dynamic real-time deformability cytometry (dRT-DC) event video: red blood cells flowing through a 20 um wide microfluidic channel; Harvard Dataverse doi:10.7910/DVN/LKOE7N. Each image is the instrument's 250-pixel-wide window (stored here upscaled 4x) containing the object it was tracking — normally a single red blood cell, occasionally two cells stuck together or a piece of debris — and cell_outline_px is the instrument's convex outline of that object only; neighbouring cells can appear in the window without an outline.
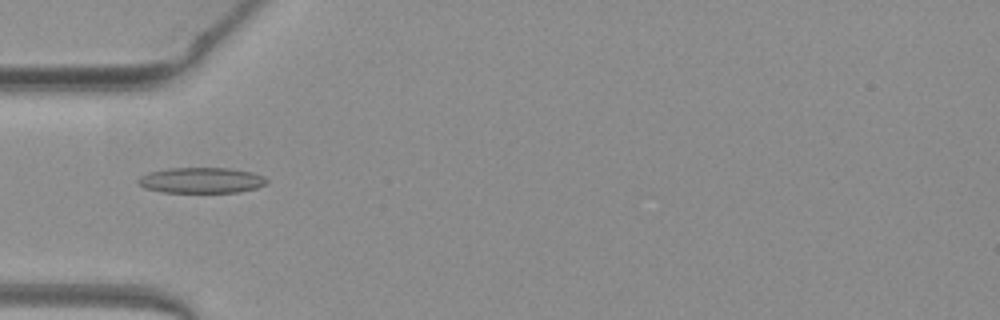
{"species": "common noctule bat (a hibernating species)", "species_latin": "Nyctalus noctula", "temperature_condition": "warm", "stored_images_in_passage": 40, "camera_frame_rate_fps": 3000, "um_per_image_px": 0.085, "animal": {"sex": "female", "body_mass_g": 19.3, "forearm_length_mm": 54.1}, "frame": {"image": 1, "passage_image": 10, "time_ms": 3.0, "image_size_px": [1000, 320], "cell_outline_px": [[268, 184], [256, 188], [240, 192], [160, 192], [144, 188], [136, 184], [136, 180], [140, 176], [148, 172], [168, 168], [232, 168], [252, 172], [264, 176], [268, 180]], "centroid_in_image_um": [17.1, 15.32], "position_along_channel_um": 67.9, "area_um2": 19.54}}
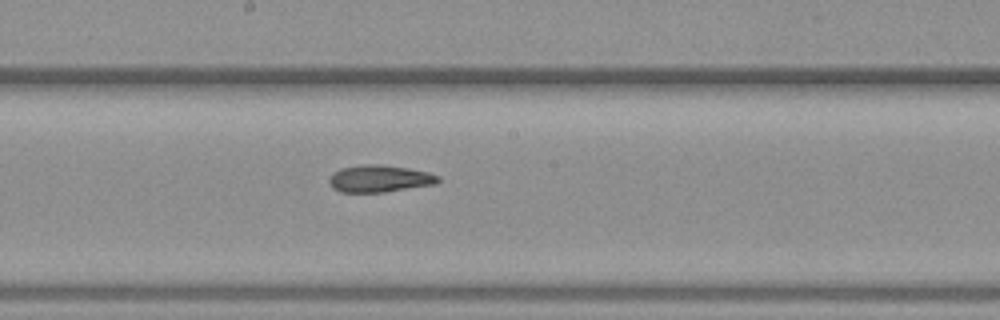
{"frame": {"image": 2, "passage_image": 21, "time_ms": 6.667, "image_size_px": [1000, 320], "cell_outline_px": [[440, 180], [436, 184], [384, 192], [340, 192], [332, 188], [328, 180], [332, 172], [340, 168], [364, 164], [376, 164], [408, 168], [428, 172], [440, 176]], "centroid_in_image_um": [32.24, 15.18], "position_along_channel_um": 216.0, "area_um2": 17.28}}
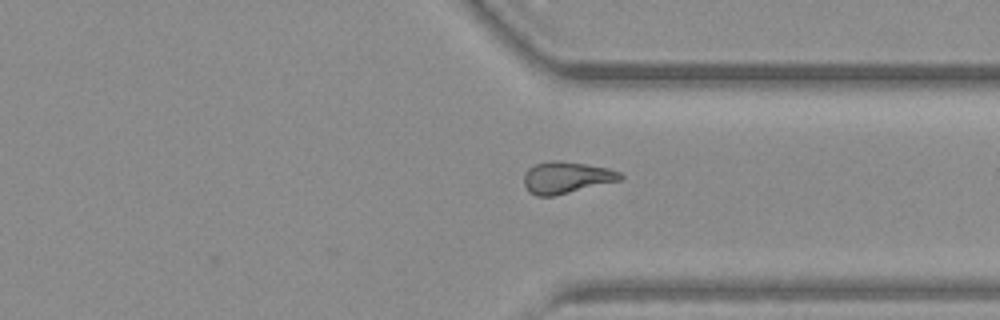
{"frame": {"image": 3, "passage_image": 32, "time_ms": 10.333, "image_size_px": [1000, 320], "cell_outline_px": [[624, 176], [620, 180], [552, 196], [536, 196], [528, 192], [524, 184], [524, 176], [528, 168], [536, 164], [548, 160], [560, 160], [608, 168], [620, 172]], "centroid_in_image_um": [48.1, 15.08], "position_along_channel_um": 363.3, "area_um2": 17.69}, "authors_computed_cell_mechanics": {"area_um2": 17.3978, "velocity_mm_per_s": 4.0199, "shape_relaxation_time_tau1_ms": 8.6019, "shape_relaxation_time_tau2_ms": 6.5139, "deformation_change_tau1": 0.1847, "deformation_change_tau2": 0.1531}}